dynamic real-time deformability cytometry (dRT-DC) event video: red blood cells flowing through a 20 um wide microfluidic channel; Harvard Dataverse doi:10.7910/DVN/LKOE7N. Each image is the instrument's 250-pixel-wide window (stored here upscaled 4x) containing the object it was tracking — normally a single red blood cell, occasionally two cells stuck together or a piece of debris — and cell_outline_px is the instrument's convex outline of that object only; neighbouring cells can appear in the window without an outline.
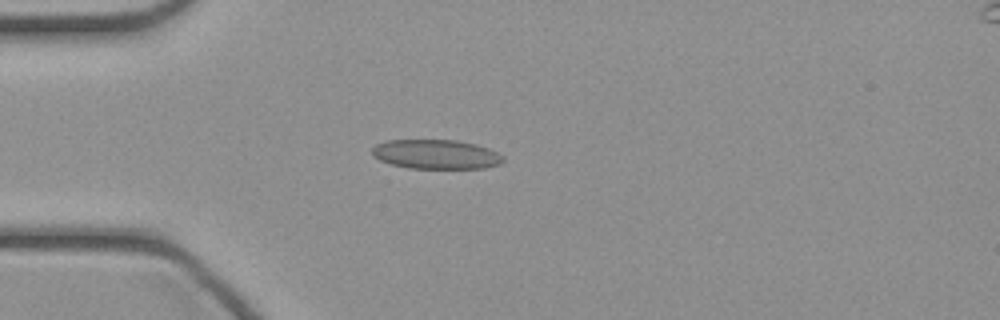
{"species": "common noctule bat (a hibernating species)", "species_latin": "Nyctalus noctula", "temperature_condition": "cold", "stored_images_in_passage": 35, "camera_frame_rate_fps": 3000, "um_per_image_px": 0.085, "animal": {"sex": "female", "body_mass_g": 21.9}, "frame": {"image": 1, "passage_image": 2, "time_ms": 0.333, "image_size_px": [1000, 320], "cell_outline_px": [[504, 160], [500, 164], [484, 168], [408, 168], [392, 164], [380, 160], [372, 156], [372, 148], [376, 144], [384, 140], [456, 140], [476, 144], [488, 148], [504, 156]], "centroid_in_image_um": [37.05, 13.11], "position_along_channel_um": 47.9, "area_um2": 22.48}}
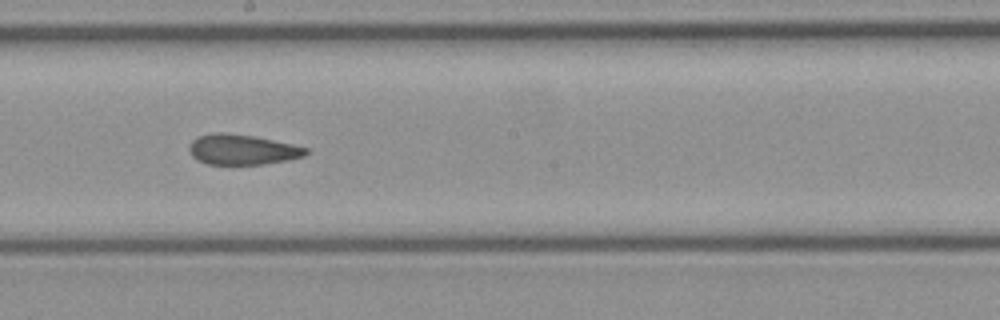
{"frame": {"image": 2, "passage_image": 15, "time_ms": 4.667, "image_size_px": [1000, 320], "cell_outline_px": [[308, 152], [304, 156], [288, 160], [264, 164], [208, 164], [196, 160], [192, 156], [188, 148], [192, 140], [200, 136], [212, 132], [224, 132], [252, 136], [292, 144], [308, 148]], "centroid_in_image_um": [20.57, 12.71], "position_along_channel_um": 227.6, "area_um2": 20.52}}
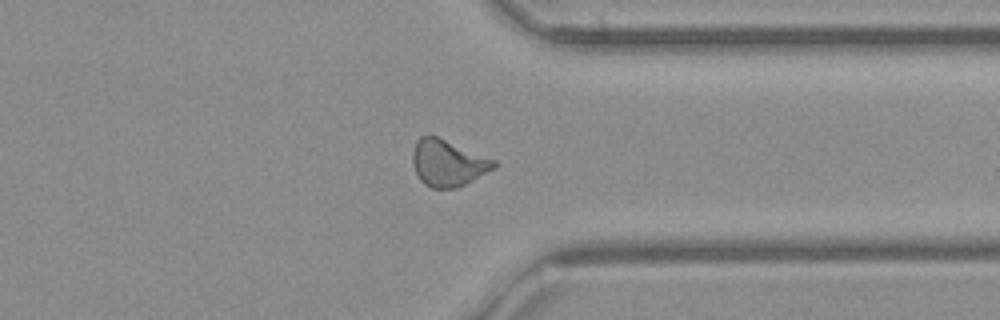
{"frame": {"image": 3, "passage_image": 25, "time_ms": 8.0, "image_size_px": [1000, 320], "cell_outline_px": [[496, 168], [456, 188], [432, 188], [424, 184], [420, 180], [412, 164], [412, 152], [416, 140], [420, 136], [436, 136], [496, 160]], "centroid_in_image_um": [38.05, 13.86], "position_along_channel_um": 373.3, "area_um2": 21.91}}